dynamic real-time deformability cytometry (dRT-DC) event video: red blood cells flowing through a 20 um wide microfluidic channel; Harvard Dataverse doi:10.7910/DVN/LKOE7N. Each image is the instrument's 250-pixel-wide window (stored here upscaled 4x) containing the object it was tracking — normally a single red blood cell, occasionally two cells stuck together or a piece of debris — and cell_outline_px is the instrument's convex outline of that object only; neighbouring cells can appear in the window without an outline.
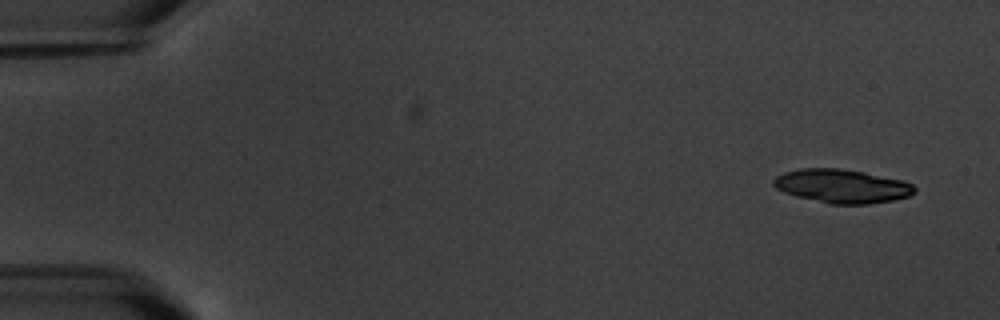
{"species": "common noctule bat (a hibernating species)", "species_latin": "Nyctalus noctula", "temperature_condition": "warm", "stored_images_in_passage": 5, "camera_frame_rate_fps": 3000, "um_per_image_px": 0.085, "animal": {"sex": "male", "body_mass_g": 20.1, "forearm_length_mm": 53.5}, "frame": {"image": 1, "passage_image": 1, "time_ms": 0.0, "image_size_px": [1000, 320], "cell_outline_px": [[916, 192], [908, 196], [892, 200], [868, 204], [828, 204], [796, 196], [784, 192], [776, 188], [772, 184], [772, 180], [776, 176], [784, 172], [800, 168], [840, 168], [864, 172], [904, 180], [912, 184], [916, 188]], "centroid_in_image_um": [71.56, 15.81], "position_along_channel_um": 13.4, "area_um2": 27.86}}